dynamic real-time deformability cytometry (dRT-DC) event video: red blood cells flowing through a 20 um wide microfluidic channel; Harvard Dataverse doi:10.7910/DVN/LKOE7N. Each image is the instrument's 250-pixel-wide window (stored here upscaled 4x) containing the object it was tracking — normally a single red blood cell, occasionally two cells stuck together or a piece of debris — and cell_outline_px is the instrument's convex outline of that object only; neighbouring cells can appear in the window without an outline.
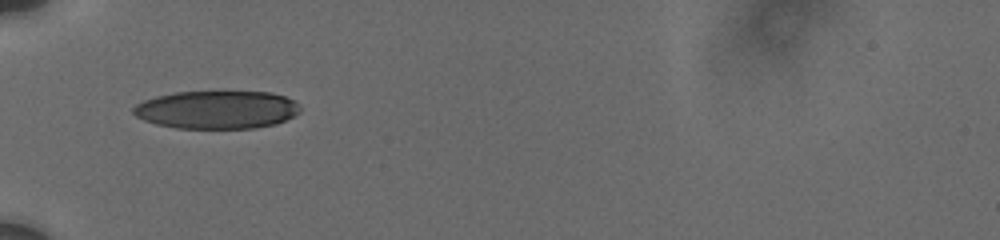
{"species": "human", "species_latin": "Homo sapiens", "temperature_condition": "cold", "stored_images_in_passage": 9, "camera_frame_rate_fps": 3000, "um_per_image_px": 0.085, "donor": {"sex": "male"}, "frame": {"image": 1, "passage_image": 1, "time_ms": 0.0, "image_size_px": [1000, 240], "cell_outline_px": [[300, 112], [276, 124], [252, 128], [176, 128], [156, 124], [144, 120], [136, 116], [132, 112], [132, 108], [136, 104], [144, 100], [156, 96], [176, 92], [272, 92], [296, 100], [300, 104]], "centroid_in_image_um": [18.44, 9.32], "position_along_channel_um": 66.6, "area_um2": 37.05}}
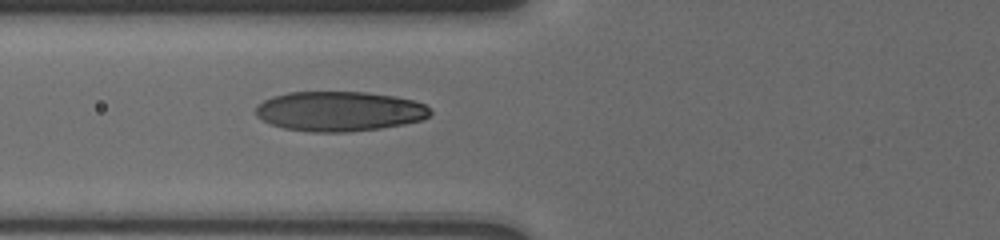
{"frame": {"image": 2, "passage_image": 6, "time_ms": 1.0, "image_size_px": [1000, 240], "cell_outline_px": [[432, 112], [428, 116], [420, 120], [404, 124], [380, 128], [348, 132], [312, 132], [284, 128], [272, 124], [256, 116], [256, 104], [272, 96], [288, 92], [364, 92], [396, 96], [412, 100], [424, 104]], "centroid_in_image_um": [28.82, 9.45], "position_along_channel_um": 97.0, "area_um2": 40.46}}